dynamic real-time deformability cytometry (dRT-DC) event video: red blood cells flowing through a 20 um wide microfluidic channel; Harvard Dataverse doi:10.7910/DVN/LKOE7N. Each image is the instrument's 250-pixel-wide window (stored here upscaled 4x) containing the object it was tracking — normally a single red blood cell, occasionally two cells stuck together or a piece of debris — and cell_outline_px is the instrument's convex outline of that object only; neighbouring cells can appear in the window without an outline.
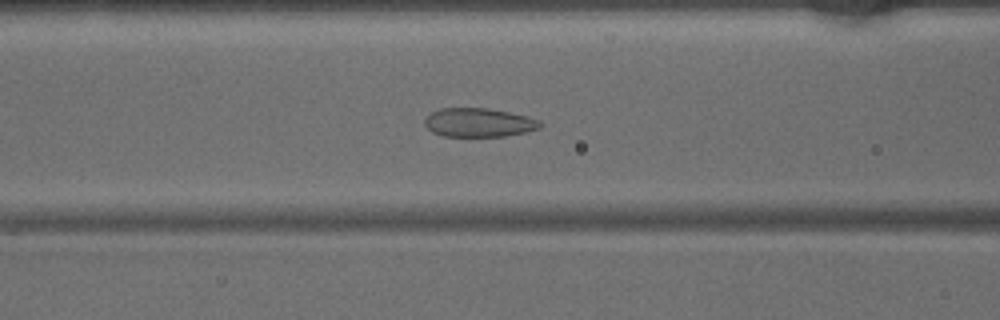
{"species": "common noctule bat (a hibernating species)", "species_latin": "Nyctalus noctula", "temperature_condition": "warm", "stored_images_in_passage": 47, "camera_frame_rate_fps": 3000, "um_per_image_px": 0.085, "animal": {"sex": "male", "body_mass_g": 15.6}, "frame": {"image": 1, "passage_image": 19, "time_ms": 6.0, "image_size_px": [1000, 320], "cell_outline_px": [[544, 124], [540, 128], [524, 132], [504, 136], [444, 136], [432, 132], [424, 124], [424, 120], [432, 112], [440, 108], [484, 108], [508, 112], [528, 116], [540, 120]], "centroid_in_image_um": [40.71, 10.41], "position_along_channel_um": 125.9, "area_um2": 19.31}}
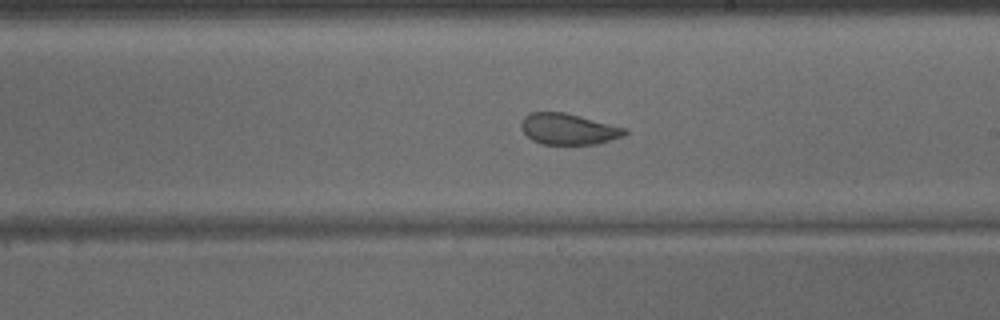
{"frame": {"image": 2, "passage_image": 27, "time_ms": 8.667, "image_size_px": [1000, 320], "cell_outline_px": [[628, 132], [624, 136], [596, 144], [540, 144], [532, 140], [520, 128], [520, 120], [528, 112], [564, 112], [628, 128]], "centroid_in_image_um": [48.3, 10.96], "position_along_channel_um": 240.7, "area_um2": 18.96}}
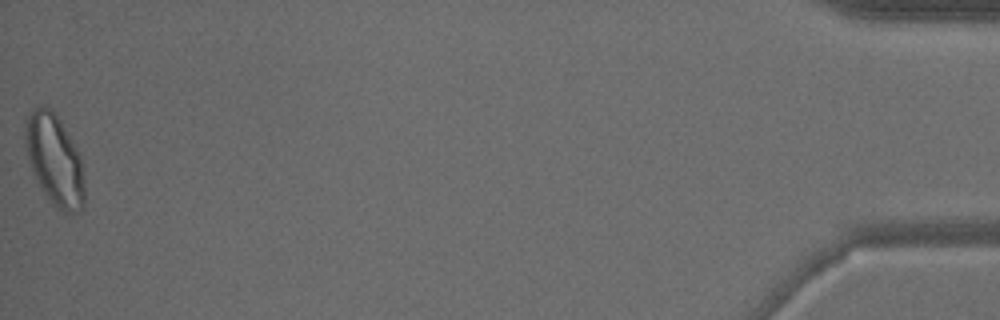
{"frame": {"image": 3, "passage_image": 47, "time_ms": 15.333, "image_size_px": [1000, 320], "cell_outline_px": [[84, 204], [80, 212], [64, 212], [56, 208], [48, 200], [40, 188], [28, 160], [24, 148], [24, 116], [32, 108], [40, 104], [44, 104], [52, 108], [60, 120], [80, 152], [84, 184]], "centroid_in_image_um": [4.6, 13.53], "position_along_channel_um": 430.6, "area_um2": 32.37}}